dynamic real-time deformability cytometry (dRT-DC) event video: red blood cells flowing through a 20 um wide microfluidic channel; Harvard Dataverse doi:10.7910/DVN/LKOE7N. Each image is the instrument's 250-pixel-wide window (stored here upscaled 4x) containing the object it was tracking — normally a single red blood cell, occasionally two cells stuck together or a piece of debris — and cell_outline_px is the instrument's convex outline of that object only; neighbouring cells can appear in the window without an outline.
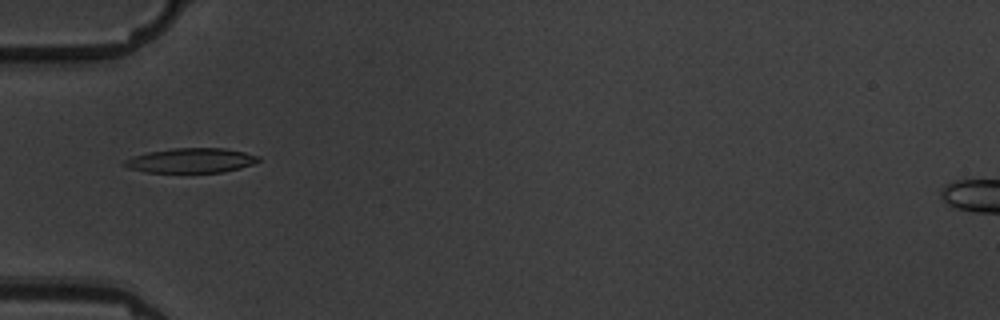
{"species": "common noctule bat (a hibernating species)", "species_latin": "Nyctalus noctula", "temperature_condition": "warm", "stored_images_in_passage": 2, "camera_frame_rate_fps": 3000, "um_per_image_px": 0.085, "animal": {"sex": "male", "body_mass_g": 19.5, "forearm_length_mm": 54.6}, "frame": {"image": 1, "passage_image": 2, "time_ms": 1.0, "image_size_px": [1000, 320], "cell_outline_px": [[260, 160], [252, 164], [240, 168], [224, 172], [144, 172], [128, 168], [120, 164], [124, 160], [132, 156], [148, 152], [172, 148], [224, 148], [244, 152], [260, 156]], "centroid_in_image_um": [16.2, 13.64], "position_along_channel_um": 68.8, "area_um2": 19.36}}